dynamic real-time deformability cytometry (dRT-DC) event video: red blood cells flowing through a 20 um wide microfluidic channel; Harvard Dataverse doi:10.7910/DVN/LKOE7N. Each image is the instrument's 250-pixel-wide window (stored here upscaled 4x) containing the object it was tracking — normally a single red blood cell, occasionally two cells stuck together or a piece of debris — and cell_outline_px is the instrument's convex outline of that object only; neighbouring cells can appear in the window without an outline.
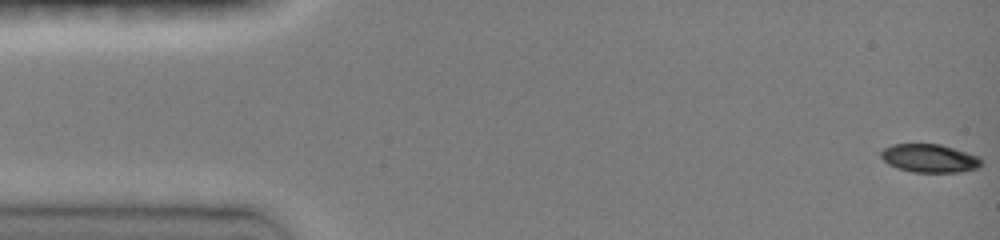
{"species": "common noctule bat (a hibernating species)", "species_latin": "Nyctalus noctula", "temperature_condition": "room temperature", "stored_images_in_passage": 12, "camera_frame_rate_fps": 3000, "um_per_image_px": 0.085, "animal": {"sex": "female", "body_mass_g": 19.0, "forearm_length_mm": 51.5}, "frame": {"image": 1, "passage_image": 1, "time_ms": 0.0, "image_size_px": [1000, 240], "cell_outline_px": [[984, 164], [980, 168], [960, 172], [912, 172], [896, 168], [888, 164], [880, 156], [880, 152], [884, 148], [892, 144], [940, 144], [980, 156]], "centroid_in_image_um": [79.04, 13.46], "position_along_channel_um": 6.0, "area_um2": 16.82}}
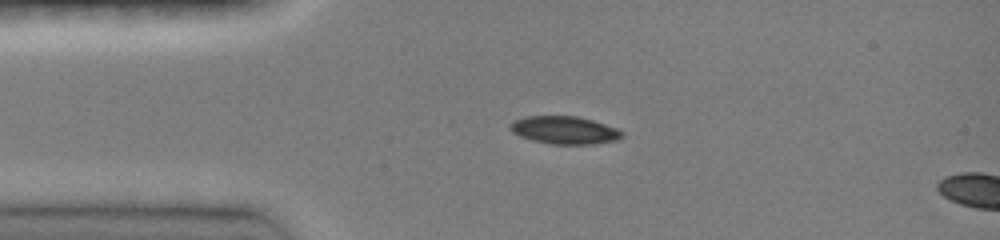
{"frame": {"image": 2, "passage_image": 10, "time_ms": 3.333, "image_size_px": [1000, 240], "cell_outline_px": [[624, 136], [620, 140], [592, 144], [552, 144], [532, 140], [520, 136], [512, 132], [508, 128], [508, 124], [512, 120], [524, 116], [576, 116], [592, 120], [616, 128], [624, 132]], "centroid_in_image_um": [47.96, 11.06], "position_along_channel_um": 37.0, "area_um2": 18.32}}